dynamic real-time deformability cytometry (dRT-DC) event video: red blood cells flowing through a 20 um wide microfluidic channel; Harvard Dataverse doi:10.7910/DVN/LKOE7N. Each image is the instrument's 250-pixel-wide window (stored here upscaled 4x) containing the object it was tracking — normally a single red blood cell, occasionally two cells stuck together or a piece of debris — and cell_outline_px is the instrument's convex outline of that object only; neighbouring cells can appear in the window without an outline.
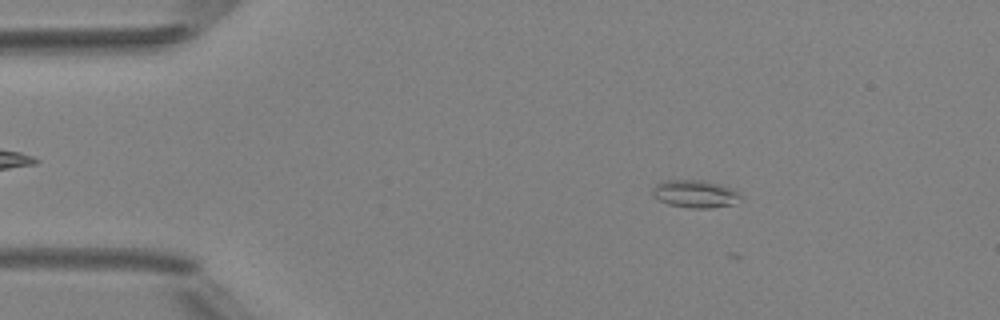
{"species": "Egyptian fruit bat (a non-hibernating species)", "species_latin": "Rousettus aegyptiacus", "temperature_condition": "room temperature", "stored_images_in_passage": 43, "camera_frame_rate_fps": 3000, "um_per_image_px": 0.085, "animal": {"sex": "female"}, "frame": {"image": 1, "passage_image": 8, "time_ms": 2.333, "image_size_px": [1000, 320], "cell_outline_px": [[740, 200], [732, 204], [712, 208], [688, 208], [668, 204], [652, 196], [652, 188], [656, 184], [664, 180], [704, 180], [720, 184], [732, 188], [740, 196]], "centroid_in_image_um": [59.05, 16.47], "position_along_channel_um": 26.0, "area_um2": 14.22}}
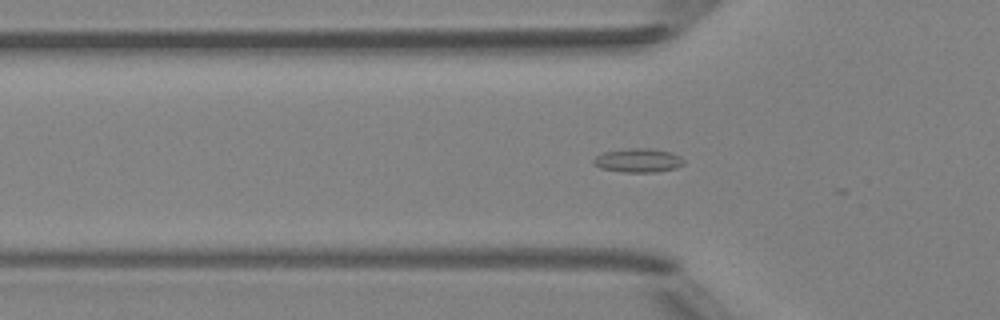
{"frame": {"image": 2, "passage_image": 16, "time_ms": 5.0, "image_size_px": [1000, 320], "cell_outline_px": [[684, 164], [676, 168], [656, 172], [624, 172], [600, 168], [592, 164], [592, 160], [596, 156], [604, 152], [628, 148], [652, 148], [672, 152], [680, 156], [684, 160]], "centroid_in_image_um": [54.25, 13.63], "position_along_channel_um": 71.6, "area_um2": 12.72}}